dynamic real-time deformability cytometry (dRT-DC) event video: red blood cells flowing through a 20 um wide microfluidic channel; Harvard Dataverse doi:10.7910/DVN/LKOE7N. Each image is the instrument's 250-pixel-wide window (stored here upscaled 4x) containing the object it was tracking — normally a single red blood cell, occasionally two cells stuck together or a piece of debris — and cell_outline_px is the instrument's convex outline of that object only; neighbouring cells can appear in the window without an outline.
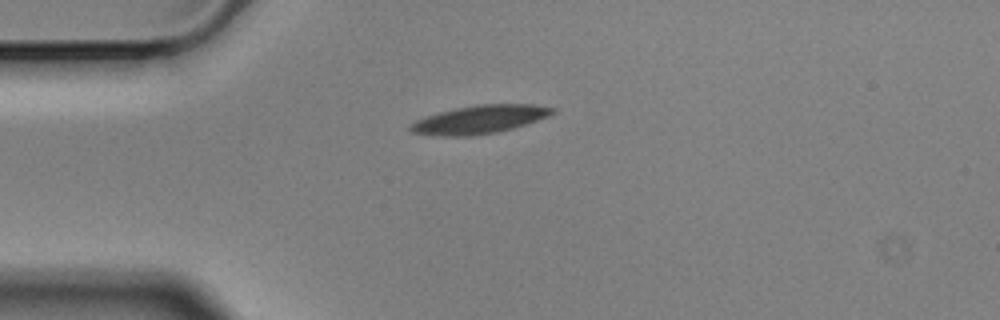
{"species": "Egyptian fruit bat (a non-hibernating species)", "species_latin": "Rousettus aegyptiacus", "temperature_condition": "cold", "stored_images_in_passage": 6, "camera_frame_rate_fps": 3000, "um_per_image_px": 0.085, "animal": {"sex": "male"}, "frame": {"image": 1, "passage_image": 1, "time_ms": 0.0, "image_size_px": [1000, 320], "cell_outline_px": [[556, 112], [548, 116], [512, 128], [496, 132], [472, 136], [440, 136], [412, 132], [408, 128], [408, 124], [416, 120], [440, 112], [456, 108], [476, 104], [532, 104], [556, 108]], "centroid_in_image_um": [40.75, 10.15], "position_along_channel_um": 44.2, "area_um2": 23.24}}
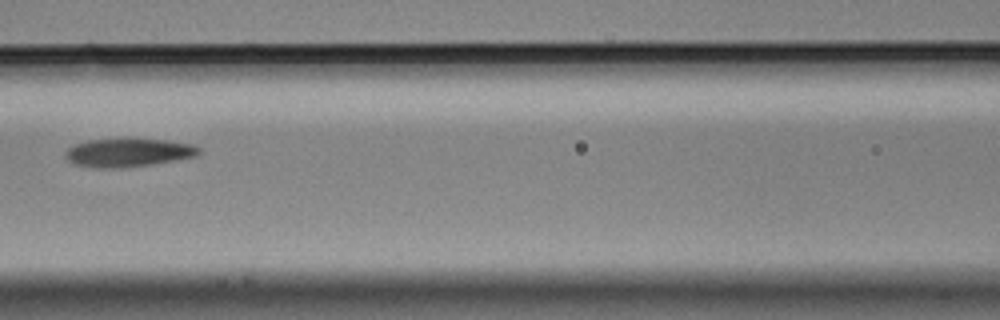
{"frame": {"image": 2, "passage_image": 4, "time_ms": 1.0, "image_size_px": [1000, 320], "cell_outline_px": [[200, 152], [196, 156], [176, 160], [152, 164], [124, 168], [92, 168], [72, 164], [64, 156], [64, 152], [72, 144], [88, 140], [168, 140], [192, 144], [200, 148]], "centroid_in_image_um": [10.85, 12.99], "position_along_channel_um": 155.8, "area_um2": 22.08}}
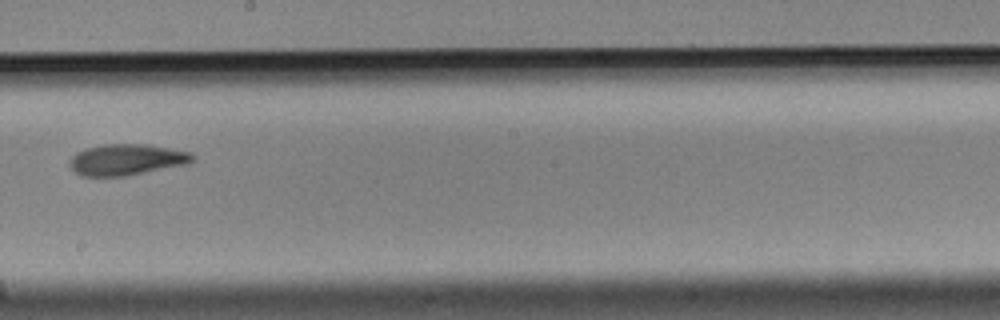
{"frame": {"image": 3, "passage_image": 6, "time_ms": 1.667, "image_size_px": [1000, 320], "cell_outline_px": [[196, 156], [188, 164], [128, 176], [80, 176], [68, 164], [68, 160], [76, 152], [88, 148], [104, 144], [148, 144], [192, 152]], "centroid_in_image_um": [10.78, 13.57], "position_along_channel_um": 237.4, "area_um2": 22.54}}